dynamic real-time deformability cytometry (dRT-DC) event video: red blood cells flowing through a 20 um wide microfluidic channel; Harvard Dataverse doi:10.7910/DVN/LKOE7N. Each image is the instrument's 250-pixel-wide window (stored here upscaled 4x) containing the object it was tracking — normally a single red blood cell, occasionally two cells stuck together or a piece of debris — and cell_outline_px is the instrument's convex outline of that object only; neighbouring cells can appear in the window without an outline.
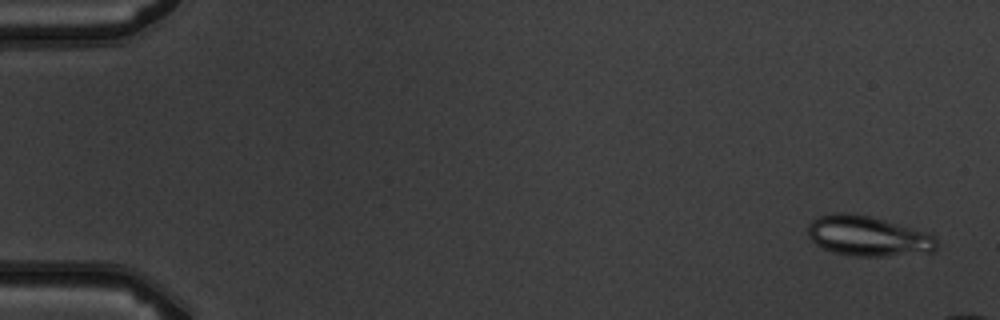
{"species": "common noctule bat (a hibernating species)", "species_latin": "Nyctalus noctula", "temperature_condition": "warm", "stored_images_in_passage": 4, "camera_frame_rate_fps": 3000, "um_per_image_px": 0.085, "animal": {"sex": "male", "body_mass_g": 19.5, "forearm_length_mm": 54.6}, "frame": {"image": 1, "passage_image": 1, "time_ms": 0.0, "image_size_px": [1000, 320], "cell_outline_px": [[936, 248], [932, 252], [884, 256], [852, 256], [832, 252], [816, 244], [808, 236], [808, 224], [812, 220], [820, 216], [832, 212], [844, 212], [868, 216], [884, 220], [924, 232], [936, 236]], "centroid_in_image_um": [73.73, 20.07], "position_along_channel_um": 11.3, "area_um2": 29.88}}